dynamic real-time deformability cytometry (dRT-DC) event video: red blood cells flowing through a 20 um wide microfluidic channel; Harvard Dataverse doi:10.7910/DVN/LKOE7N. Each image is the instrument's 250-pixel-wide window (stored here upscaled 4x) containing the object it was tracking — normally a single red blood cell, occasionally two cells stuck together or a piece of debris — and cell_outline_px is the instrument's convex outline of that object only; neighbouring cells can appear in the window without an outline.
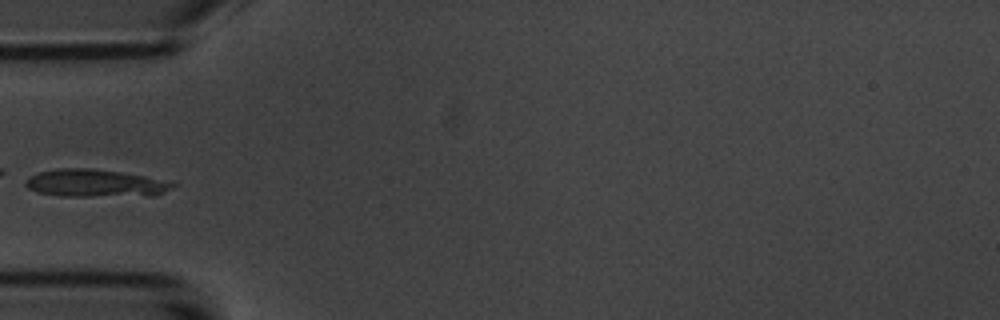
{"species": "common noctule bat (a hibernating species)", "species_latin": "Nyctalus noctula", "temperature_condition": "room temperature", "stored_images_in_passage": 4, "camera_frame_rate_fps": 3000, "um_per_image_px": 0.085, "animal": {"sex": "male", "body_mass_g": 20.1, "forearm_length_mm": 53.5}, "frame": {"image": 1, "passage_image": 4, "time_ms": 3.333, "image_size_px": [1000, 320], "cell_outline_px": [[176, 184], [164, 192], [156, 196], [60, 196], [36, 192], [28, 188], [24, 184], [24, 180], [28, 176], [40, 172], [56, 168], [92, 168], [120, 172], [144, 176]], "centroid_in_image_um": [8.02, 15.58], "position_along_channel_um": 77.0, "area_um2": 23.7}}